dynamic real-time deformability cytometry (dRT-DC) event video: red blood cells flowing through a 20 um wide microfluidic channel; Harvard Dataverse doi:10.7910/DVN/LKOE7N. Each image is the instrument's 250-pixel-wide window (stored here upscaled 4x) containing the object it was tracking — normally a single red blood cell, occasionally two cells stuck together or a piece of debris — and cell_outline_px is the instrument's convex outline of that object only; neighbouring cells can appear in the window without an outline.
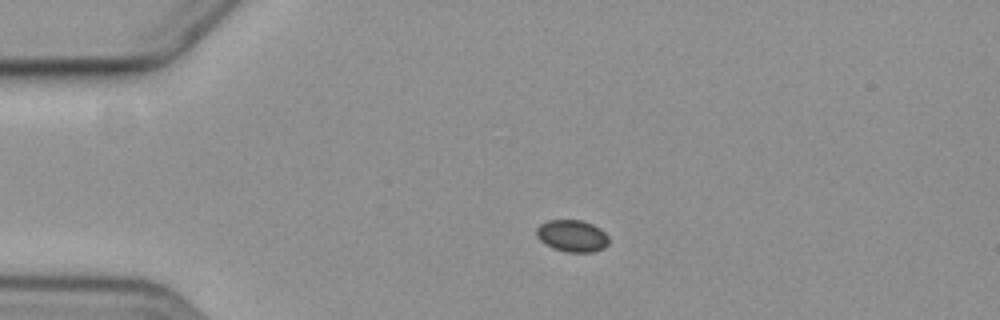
{"species": "common noctule bat (a hibernating species)", "species_latin": "Nyctalus noctula", "temperature_condition": "cold", "stored_images_in_passage": 5, "camera_frame_rate_fps": 3000, "um_per_image_px": 0.085, "animal": {"sex": "female", "body_mass_g": 19.3, "forearm_length_mm": 54.1}, "frame": {"image": 1, "passage_image": 3, "time_ms": 2.333, "image_size_px": [1000, 320], "cell_outline_px": [[608, 244], [604, 248], [592, 252], [564, 252], [552, 248], [544, 244], [536, 236], [536, 228], [540, 224], [548, 220], [584, 220], [600, 228], [608, 236]], "centroid_in_image_um": [48.62, 20.05], "position_along_channel_um": 36.4, "area_um2": 13.64}}
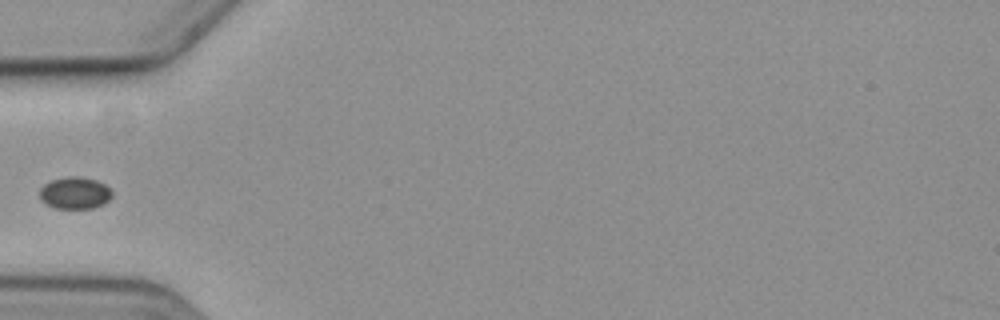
{"frame": {"image": 2, "passage_image": 5, "time_ms": 4.667, "image_size_px": [1000, 320], "cell_outline_px": [[112, 196], [104, 204], [92, 208], [56, 208], [40, 200], [40, 188], [44, 184], [52, 180], [68, 176], [80, 176], [96, 180], [104, 184], [112, 192]], "centroid_in_image_um": [6.36, 16.39], "position_along_channel_um": 78.6, "area_um2": 13.41}}